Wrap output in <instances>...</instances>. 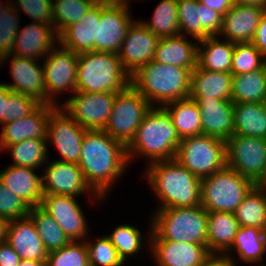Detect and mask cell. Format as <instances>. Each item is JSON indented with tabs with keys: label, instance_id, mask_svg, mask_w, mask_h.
<instances>
[{
	"label": "cell",
	"instance_id": "obj_10",
	"mask_svg": "<svg viewBox=\"0 0 266 266\" xmlns=\"http://www.w3.org/2000/svg\"><path fill=\"white\" fill-rule=\"evenodd\" d=\"M77 63L78 54L59 43L42 59L46 104L61 106L63 95L70 93L69 98L76 92Z\"/></svg>",
	"mask_w": 266,
	"mask_h": 266
},
{
	"label": "cell",
	"instance_id": "obj_36",
	"mask_svg": "<svg viewBox=\"0 0 266 266\" xmlns=\"http://www.w3.org/2000/svg\"><path fill=\"white\" fill-rule=\"evenodd\" d=\"M9 154V165L42 170L49 160L47 140L27 139L7 146L2 153Z\"/></svg>",
	"mask_w": 266,
	"mask_h": 266
},
{
	"label": "cell",
	"instance_id": "obj_56",
	"mask_svg": "<svg viewBox=\"0 0 266 266\" xmlns=\"http://www.w3.org/2000/svg\"><path fill=\"white\" fill-rule=\"evenodd\" d=\"M235 4L255 6L266 9V0H235Z\"/></svg>",
	"mask_w": 266,
	"mask_h": 266
},
{
	"label": "cell",
	"instance_id": "obj_21",
	"mask_svg": "<svg viewBox=\"0 0 266 266\" xmlns=\"http://www.w3.org/2000/svg\"><path fill=\"white\" fill-rule=\"evenodd\" d=\"M58 43L53 24L30 22L19 27L11 54L41 61Z\"/></svg>",
	"mask_w": 266,
	"mask_h": 266
},
{
	"label": "cell",
	"instance_id": "obj_33",
	"mask_svg": "<svg viewBox=\"0 0 266 266\" xmlns=\"http://www.w3.org/2000/svg\"><path fill=\"white\" fill-rule=\"evenodd\" d=\"M234 134L266 139V103H234Z\"/></svg>",
	"mask_w": 266,
	"mask_h": 266
},
{
	"label": "cell",
	"instance_id": "obj_4",
	"mask_svg": "<svg viewBox=\"0 0 266 266\" xmlns=\"http://www.w3.org/2000/svg\"><path fill=\"white\" fill-rule=\"evenodd\" d=\"M194 69L151 60L131 76V85L152 106H164L172 101L189 98L191 72Z\"/></svg>",
	"mask_w": 266,
	"mask_h": 266
},
{
	"label": "cell",
	"instance_id": "obj_39",
	"mask_svg": "<svg viewBox=\"0 0 266 266\" xmlns=\"http://www.w3.org/2000/svg\"><path fill=\"white\" fill-rule=\"evenodd\" d=\"M28 216L33 220L39 237L48 252L60 249L71 242L54 218L40 206L30 208Z\"/></svg>",
	"mask_w": 266,
	"mask_h": 266
},
{
	"label": "cell",
	"instance_id": "obj_50",
	"mask_svg": "<svg viewBox=\"0 0 266 266\" xmlns=\"http://www.w3.org/2000/svg\"><path fill=\"white\" fill-rule=\"evenodd\" d=\"M20 261L19 254L6 240L0 242V266H18Z\"/></svg>",
	"mask_w": 266,
	"mask_h": 266
},
{
	"label": "cell",
	"instance_id": "obj_41",
	"mask_svg": "<svg viewBox=\"0 0 266 266\" xmlns=\"http://www.w3.org/2000/svg\"><path fill=\"white\" fill-rule=\"evenodd\" d=\"M93 4V0H53V26L57 34L81 20Z\"/></svg>",
	"mask_w": 266,
	"mask_h": 266
},
{
	"label": "cell",
	"instance_id": "obj_48",
	"mask_svg": "<svg viewBox=\"0 0 266 266\" xmlns=\"http://www.w3.org/2000/svg\"><path fill=\"white\" fill-rule=\"evenodd\" d=\"M30 206L0 181V217L12 221L29 215Z\"/></svg>",
	"mask_w": 266,
	"mask_h": 266
},
{
	"label": "cell",
	"instance_id": "obj_27",
	"mask_svg": "<svg viewBox=\"0 0 266 266\" xmlns=\"http://www.w3.org/2000/svg\"><path fill=\"white\" fill-rule=\"evenodd\" d=\"M97 22H100V5L93 4L81 20L59 34V44L77 54L95 51Z\"/></svg>",
	"mask_w": 266,
	"mask_h": 266
},
{
	"label": "cell",
	"instance_id": "obj_19",
	"mask_svg": "<svg viewBox=\"0 0 266 266\" xmlns=\"http://www.w3.org/2000/svg\"><path fill=\"white\" fill-rule=\"evenodd\" d=\"M132 8L100 6V22H97L95 51L117 54L128 28L137 19Z\"/></svg>",
	"mask_w": 266,
	"mask_h": 266
},
{
	"label": "cell",
	"instance_id": "obj_28",
	"mask_svg": "<svg viewBox=\"0 0 266 266\" xmlns=\"http://www.w3.org/2000/svg\"><path fill=\"white\" fill-rule=\"evenodd\" d=\"M238 265L266 266V230L256 227H240L232 247L225 253ZM235 254V255H234Z\"/></svg>",
	"mask_w": 266,
	"mask_h": 266
},
{
	"label": "cell",
	"instance_id": "obj_22",
	"mask_svg": "<svg viewBox=\"0 0 266 266\" xmlns=\"http://www.w3.org/2000/svg\"><path fill=\"white\" fill-rule=\"evenodd\" d=\"M201 111L202 134L227 141L234 135V103L217 98H191Z\"/></svg>",
	"mask_w": 266,
	"mask_h": 266
},
{
	"label": "cell",
	"instance_id": "obj_35",
	"mask_svg": "<svg viewBox=\"0 0 266 266\" xmlns=\"http://www.w3.org/2000/svg\"><path fill=\"white\" fill-rule=\"evenodd\" d=\"M231 101L266 103V65L247 74L233 75Z\"/></svg>",
	"mask_w": 266,
	"mask_h": 266
},
{
	"label": "cell",
	"instance_id": "obj_1",
	"mask_svg": "<svg viewBox=\"0 0 266 266\" xmlns=\"http://www.w3.org/2000/svg\"><path fill=\"white\" fill-rule=\"evenodd\" d=\"M79 167L86 183L99 196H108L131 168L126 147L104 130H87L83 137ZM117 182V183H116Z\"/></svg>",
	"mask_w": 266,
	"mask_h": 266
},
{
	"label": "cell",
	"instance_id": "obj_11",
	"mask_svg": "<svg viewBox=\"0 0 266 266\" xmlns=\"http://www.w3.org/2000/svg\"><path fill=\"white\" fill-rule=\"evenodd\" d=\"M151 107L148 100L130 85L117 93L104 131L127 147Z\"/></svg>",
	"mask_w": 266,
	"mask_h": 266
},
{
	"label": "cell",
	"instance_id": "obj_44",
	"mask_svg": "<svg viewBox=\"0 0 266 266\" xmlns=\"http://www.w3.org/2000/svg\"><path fill=\"white\" fill-rule=\"evenodd\" d=\"M47 266H89L85 241H71L66 246L48 252Z\"/></svg>",
	"mask_w": 266,
	"mask_h": 266
},
{
	"label": "cell",
	"instance_id": "obj_5",
	"mask_svg": "<svg viewBox=\"0 0 266 266\" xmlns=\"http://www.w3.org/2000/svg\"><path fill=\"white\" fill-rule=\"evenodd\" d=\"M131 85V76L118 54L83 52L78 54L76 91L119 93Z\"/></svg>",
	"mask_w": 266,
	"mask_h": 266
},
{
	"label": "cell",
	"instance_id": "obj_9",
	"mask_svg": "<svg viewBox=\"0 0 266 266\" xmlns=\"http://www.w3.org/2000/svg\"><path fill=\"white\" fill-rule=\"evenodd\" d=\"M41 171L44 195H70L79 199L81 196L86 197L92 206L99 205L98 209L102 204H107L106 199L97 195L86 183L77 163L51 160L49 157Z\"/></svg>",
	"mask_w": 266,
	"mask_h": 266
},
{
	"label": "cell",
	"instance_id": "obj_13",
	"mask_svg": "<svg viewBox=\"0 0 266 266\" xmlns=\"http://www.w3.org/2000/svg\"><path fill=\"white\" fill-rule=\"evenodd\" d=\"M227 166L257 185L266 172V139L234 134L226 141Z\"/></svg>",
	"mask_w": 266,
	"mask_h": 266
},
{
	"label": "cell",
	"instance_id": "obj_14",
	"mask_svg": "<svg viewBox=\"0 0 266 266\" xmlns=\"http://www.w3.org/2000/svg\"><path fill=\"white\" fill-rule=\"evenodd\" d=\"M86 131L63 108L56 107L48 120V154L52 145L59 156L56 160L78 164Z\"/></svg>",
	"mask_w": 266,
	"mask_h": 266
},
{
	"label": "cell",
	"instance_id": "obj_40",
	"mask_svg": "<svg viewBox=\"0 0 266 266\" xmlns=\"http://www.w3.org/2000/svg\"><path fill=\"white\" fill-rule=\"evenodd\" d=\"M177 6L181 35L198 41L210 37L201 25V2L199 0H177Z\"/></svg>",
	"mask_w": 266,
	"mask_h": 266
},
{
	"label": "cell",
	"instance_id": "obj_46",
	"mask_svg": "<svg viewBox=\"0 0 266 266\" xmlns=\"http://www.w3.org/2000/svg\"><path fill=\"white\" fill-rule=\"evenodd\" d=\"M40 103L34 98L21 93L12 92L6 86V102L4 108V124L17 121L32 113Z\"/></svg>",
	"mask_w": 266,
	"mask_h": 266
},
{
	"label": "cell",
	"instance_id": "obj_31",
	"mask_svg": "<svg viewBox=\"0 0 266 266\" xmlns=\"http://www.w3.org/2000/svg\"><path fill=\"white\" fill-rule=\"evenodd\" d=\"M235 43L210 36L198 42L197 65L209 71L231 73Z\"/></svg>",
	"mask_w": 266,
	"mask_h": 266
},
{
	"label": "cell",
	"instance_id": "obj_20",
	"mask_svg": "<svg viewBox=\"0 0 266 266\" xmlns=\"http://www.w3.org/2000/svg\"><path fill=\"white\" fill-rule=\"evenodd\" d=\"M56 105L40 104L32 113L0 127V152L16 142L27 139L47 140L48 120Z\"/></svg>",
	"mask_w": 266,
	"mask_h": 266
},
{
	"label": "cell",
	"instance_id": "obj_8",
	"mask_svg": "<svg viewBox=\"0 0 266 266\" xmlns=\"http://www.w3.org/2000/svg\"><path fill=\"white\" fill-rule=\"evenodd\" d=\"M175 160L203 179L227 165L226 142L203 134L182 138Z\"/></svg>",
	"mask_w": 266,
	"mask_h": 266
},
{
	"label": "cell",
	"instance_id": "obj_6",
	"mask_svg": "<svg viewBox=\"0 0 266 266\" xmlns=\"http://www.w3.org/2000/svg\"><path fill=\"white\" fill-rule=\"evenodd\" d=\"M152 232L161 240L207 244L208 212L201 206L151 210Z\"/></svg>",
	"mask_w": 266,
	"mask_h": 266
},
{
	"label": "cell",
	"instance_id": "obj_60",
	"mask_svg": "<svg viewBox=\"0 0 266 266\" xmlns=\"http://www.w3.org/2000/svg\"><path fill=\"white\" fill-rule=\"evenodd\" d=\"M257 185L266 188V172H265L264 178Z\"/></svg>",
	"mask_w": 266,
	"mask_h": 266
},
{
	"label": "cell",
	"instance_id": "obj_43",
	"mask_svg": "<svg viewBox=\"0 0 266 266\" xmlns=\"http://www.w3.org/2000/svg\"><path fill=\"white\" fill-rule=\"evenodd\" d=\"M266 65V57L252 42L235 43L231 66L232 75L247 74Z\"/></svg>",
	"mask_w": 266,
	"mask_h": 266
},
{
	"label": "cell",
	"instance_id": "obj_58",
	"mask_svg": "<svg viewBox=\"0 0 266 266\" xmlns=\"http://www.w3.org/2000/svg\"><path fill=\"white\" fill-rule=\"evenodd\" d=\"M7 221L0 217V242L6 240Z\"/></svg>",
	"mask_w": 266,
	"mask_h": 266
},
{
	"label": "cell",
	"instance_id": "obj_7",
	"mask_svg": "<svg viewBox=\"0 0 266 266\" xmlns=\"http://www.w3.org/2000/svg\"><path fill=\"white\" fill-rule=\"evenodd\" d=\"M255 184L238 172L225 166L201 179V203L208 212L234 213Z\"/></svg>",
	"mask_w": 266,
	"mask_h": 266
},
{
	"label": "cell",
	"instance_id": "obj_12",
	"mask_svg": "<svg viewBox=\"0 0 266 266\" xmlns=\"http://www.w3.org/2000/svg\"><path fill=\"white\" fill-rule=\"evenodd\" d=\"M117 93L76 91L61 103V108L85 130H104Z\"/></svg>",
	"mask_w": 266,
	"mask_h": 266
},
{
	"label": "cell",
	"instance_id": "obj_53",
	"mask_svg": "<svg viewBox=\"0 0 266 266\" xmlns=\"http://www.w3.org/2000/svg\"><path fill=\"white\" fill-rule=\"evenodd\" d=\"M199 2L203 3L210 9L221 13L223 16L235 4V0H199Z\"/></svg>",
	"mask_w": 266,
	"mask_h": 266
},
{
	"label": "cell",
	"instance_id": "obj_42",
	"mask_svg": "<svg viewBox=\"0 0 266 266\" xmlns=\"http://www.w3.org/2000/svg\"><path fill=\"white\" fill-rule=\"evenodd\" d=\"M93 234L94 233L92 232V234H90L85 240L89 266L127 265L119 256L118 251L105 234H102L101 236L98 235V237H95V240H93Z\"/></svg>",
	"mask_w": 266,
	"mask_h": 266
},
{
	"label": "cell",
	"instance_id": "obj_51",
	"mask_svg": "<svg viewBox=\"0 0 266 266\" xmlns=\"http://www.w3.org/2000/svg\"><path fill=\"white\" fill-rule=\"evenodd\" d=\"M251 42L266 57V11L256 28L254 38Z\"/></svg>",
	"mask_w": 266,
	"mask_h": 266
},
{
	"label": "cell",
	"instance_id": "obj_17",
	"mask_svg": "<svg viewBox=\"0 0 266 266\" xmlns=\"http://www.w3.org/2000/svg\"><path fill=\"white\" fill-rule=\"evenodd\" d=\"M159 40L138 18L131 24L117 53L130 76L154 59Z\"/></svg>",
	"mask_w": 266,
	"mask_h": 266
},
{
	"label": "cell",
	"instance_id": "obj_57",
	"mask_svg": "<svg viewBox=\"0 0 266 266\" xmlns=\"http://www.w3.org/2000/svg\"><path fill=\"white\" fill-rule=\"evenodd\" d=\"M18 266H47L46 260H21Z\"/></svg>",
	"mask_w": 266,
	"mask_h": 266
},
{
	"label": "cell",
	"instance_id": "obj_47",
	"mask_svg": "<svg viewBox=\"0 0 266 266\" xmlns=\"http://www.w3.org/2000/svg\"><path fill=\"white\" fill-rule=\"evenodd\" d=\"M20 14L27 15L31 22L53 24V0H10ZM13 1V2H12Z\"/></svg>",
	"mask_w": 266,
	"mask_h": 266
},
{
	"label": "cell",
	"instance_id": "obj_52",
	"mask_svg": "<svg viewBox=\"0 0 266 266\" xmlns=\"http://www.w3.org/2000/svg\"><path fill=\"white\" fill-rule=\"evenodd\" d=\"M200 266H238L236 262L226 254L211 253Z\"/></svg>",
	"mask_w": 266,
	"mask_h": 266
},
{
	"label": "cell",
	"instance_id": "obj_18",
	"mask_svg": "<svg viewBox=\"0 0 266 266\" xmlns=\"http://www.w3.org/2000/svg\"><path fill=\"white\" fill-rule=\"evenodd\" d=\"M210 254L207 244L161 240L152 232L147 255L155 266H200Z\"/></svg>",
	"mask_w": 266,
	"mask_h": 266
},
{
	"label": "cell",
	"instance_id": "obj_54",
	"mask_svg": "<svg viewBox=\"0 0 266 266\" xmlns=\"http://www.w3.org/2000/svg\"><path fill=\"white\" fill-rule=\"evenodd\" d=\"M95 5L102 7H125L132 8L130 3L132 0H93Z\"/></svg>",
	"mask_w": 266,
	"mask_h": 266
},
{
	"label": "cell",
	"instance_id": "obj_45",
	"mask_svg": "<svg viewBox=\"0 0 266 266\" xmlns=\"http://www.w3.org/2000/svg\"><path fill=\"white\" fill-rule=\"evenodd\" d=\"M20 14L10 4L0 16V59L11 54L21 26Z\"/></svg>",
	"mask_w": 266,
	"mask_h": 266
},
{
	"label": "cell",
	"instance_id": "obj_32",
	"mask_svg": "<svg viewBox=\"0 0 266 266\" xmlns=\"http://www.w3.org/2000/svg\"><path fill=\"white\" fill-rule=\"evenodd\" d=\"M207 248L210 253L225 254L233 245L239 222L234 213L210 212L207 218Z\"/></svg>",
	"mask_w": 266,
	"mask_h": 266
},
{
	"label": "cell",
	"instance_id": "obj_23",
	"mask_svg": "<svg viewBox=\"0 0 266 266\" xmlns=\"http://www.w3.org/2000/svg\"><path fill=\"white\" fill-rule=\"evenodd\" d=\"M266 9L234 4L223 16L220 38L234 43L251 42Z\"/></svg>",
	"mask_w": 266,
	"mask_h": 266
},
{
	"label": "cell",
	"instance_id": "obj_16",
	"mask_svg": "<svg viewBox=\"0 0 266 266\" xmlns=\"http://www.w3.org/2000/svg\"><path fill=\"white\" fill-rule=\"evenodd\" d=\"M77 197L43 195L40 207L64 230L71 241H85L91 232L86 213Z\"/></svg>",
	"mask_w": 266,
	"mask_h": 266
},
{
	"label": "cell",
	"instance_id": "obj_29",
	"mask_svg": "<svg viewBox=\"0 0 266 266\" xmlns=\"http://www.w3.org/2000/svg\"><path fill=\"white\" fill-rule=\"evenodd\" d=\"M198 42L181 34L160 38L153 60L165 65L196 68Z\"/></svg>",
	"mask_w": 266,
	"mask_h": 266
},
{
	"label": "cell",
	"instance_id": "obj_55",
	"mask_svg": "<svg viewBox=\"0 0 266 266\" xmlns=\"http://www.w3.org/2000/svg\"><path fill=\"white\" fill-rule=\"evenodd\" d=\"M6 102V86L0 82V126L4 124V108Z\"/></svg>",
	"mask_w": 266,
	"mask_h": 266
},
{
	"label": "cell",
	"instance_id": "obj_37",
	"mask_svg": "<svg viewBox=\"0 0 266 266\" xmlns=\"http://www.w3.org/2000/svg\"><path fill=\"white\" fill-rule=\"evenodd\" d=\"M240 227L266 230V189L254 185L234 212Z\"/></svg>",
	"mask_w": 266,
	"mask_h": 266
},
{
	"label": "cell",
	"instance_id": "obj_26",
	"mask_svg": "<svg viewBox=\"0 0 266 266\" xmlns=\"http://www.w3.org/2000/svg\"><path fill=\"white\" fill-rule=\"evenodd\" d=\"M148 217L149 218L146 220L148 223L145 224L147 226L146 228H148L145 230H148L146 232L147 234L142 232L139 226H135L131 222H126L124 224L120 223V225L116 224V227H114L111 232H105V235L109 238L110 242L116 248L119 256L127 266L129 265L128 263L130 262V259H138L137 257H140L138 255H142L144 249H146L147 253L150 252L152 220L150 215Z\"/></svg>",
	"mask_w": 266,
	"mask_h": 266
},
{
	"label": "cell",
	"instance_id": "obj_59",
	"mask_svg": "<svg viewBox=\"0 0 266 266\" xmlns=\"http://www.w3.org/2000/svg\"><path fill=\"white\" fill-rule=\"evenodd\" d=\"M10 0H5L4 2L0 0V16L3 14L4 10L10 5Z\"/></svg>",
	"mask_w": 266,
	"mask_h": 266
},
{
	"label": "cell",
	"instance_id": "obj_15",
	"mask_svg": "<svg viewBox=\"0 0 266 266\" xmlns=\"http://www.w3.org/2000/svg\"><path fill=\"white\" fill-rule=\"evenodd\" d=\"M8 65L11 82H2L12 92L34 98L46 104V85L41 61L19 57L13 54L0 59V68ZM2 66V67H1ZM13 81V82H12Z\"/></svg>",
	"mask_w": 266,
	"mask_h": 266
},
{
	"label": "cell",
	"instance_id": "obj_3",
	"mask_svg": "<svg viewBox=\"0 0 266 266\" xmlns=\"http://www.w3.org/2000/svg\"><path fill=\"white\" fill-rule=\"evenodd\" d=\"M180 141L168 111L163 106H152L126 147L128 163L134 165L135 160L143 158L147 166L157 161L173 160Z\"/></svg>",
	"mask_w": 266,
	"mask_h": 266
},
{
	"label": "cell",
	"instance_id": "obj_24",
	"mask_svg": "<svg viewBox=\"0 0 266 266\" xmlns=\"http://www.w3.org/2000/svg\"><path fill=\"white\" fill-rule=\"evenodd\" d=\"M6 241L21 260H47L48 251L29 216L7 222Z\"/></svg>",
	"mask_w": 266,
	"mask_h": 266
},
{
	"label": "cell",
	"instance_id": "obj_38",
	"mask_svg": "<svg viewBox=\"0 0 266 266\" xmlns=\"http://www.w3.org/2000/svg\"><path fill=\"white\" fill-rule=\"evenodd\" d=\"M138 19L159 38L180 34L177 0H160L150 20Z\"/></svg>",
	"mask_w": 266,
	"mask_h": 266
},
{
	"label": "cell",
	"instance_id": "obj_2",
	"mask_svg": "<svg viewBox=\"0 0 266 266\" xmlns=\"http://www.w3.org/2000/svg\"><path fill=\"white\" fill-rule=\"evenodd\" d=\"M142 179L153 191L158 206L151 209L198 206L201 203V179L175 159L157 161L143 168ZM155 208V209H154Z\"/></svg>",
	"mask_w": 266,
	"mask_h": 266
},
{
	"label": "cell",
	"instance_id": "obj_49",
	"mask_svg": "<svg viewBox=\"0 0 266 266\" xmlns=\"http://www.w3.org/2000/svg\"><path fill=\"white\" fill-rule=\"evenodd\" d=\"M223 15L201 3V25L210 36H218L222 30Z\"/></svg>",
	"mask_w": 266,
	"mask_h": 266
},
{
	"label": "cell",
	"instance_id": "obj_34",
	"mask_svg": "<svg viewBox=\"0 0 266 266\" xmlns=\"http://www.w3.org/2000/svg\"><path fill=\"white\" fill-rule=\"evenodd\" d=\"M163 107L170 114L180 139L202 134L201 111L195 100L189 97L169 102Z\"/></svg>",
	"mask_w": 266,
	"mask_h": 266
},
{
	"label": "cell",
	"instance_id": "obj_30",
	"mask_svg": "<svg viewBox=\"0 0 266 266\" xmlns=\"http://www.w3.org/2000/svg\"><path fill=\"white\" fill-rule=\"evenodd\" d=\"M231 73L209 71L198 65L191 72L190 98H217L231 100Z\"/></svg>",
	"mask_w": 266,
	"mask_h": 266
},
{
	"label": "cell",
	"instance_id": "obj_25",
	"mask_svg": "<svg viewBox=\"0 0 266 266\" xmlns=\"http://www.w3.org/2000/svg\"><path fill=\"white\" fill-rule=\"evenodd\" d=\"M0 181L31 208L40 206L44 195L40 170L7 164L0 169Z\"/></svg>",
	"mask_w": 266,
	"mask_h": 266
}]
</instances>
